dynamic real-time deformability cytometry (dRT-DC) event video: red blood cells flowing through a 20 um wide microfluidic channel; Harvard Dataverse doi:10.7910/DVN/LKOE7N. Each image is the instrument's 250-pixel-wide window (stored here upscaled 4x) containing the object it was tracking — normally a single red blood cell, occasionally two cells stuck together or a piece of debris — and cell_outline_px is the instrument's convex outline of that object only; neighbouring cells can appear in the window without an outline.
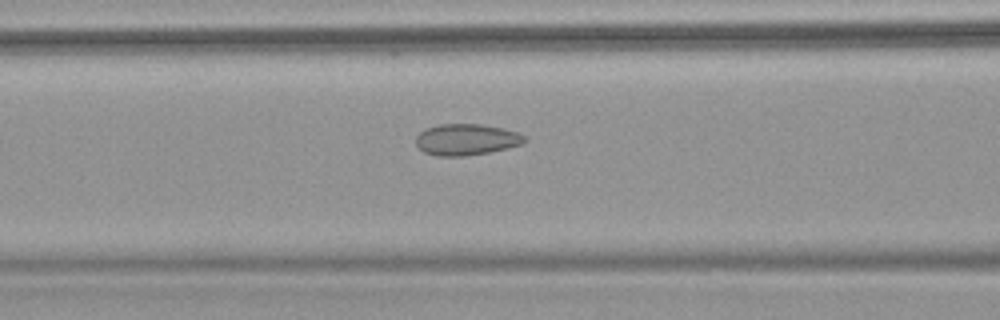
{"species": "common noctule bat (a hibernating species)", "species_latin": "Nyctalus noctula", "temperature_condition": "warm", "stored_images_in_passage": 70, "camera_frame_rate_fps": 3000, "um_per_image_px": 0.085, "animal": {"sex": "female", "body_mass_g": 18.4}, "frame": {"image": 1, "passage_image": 31, "time_ms": 10.0, "image_size_px": [1000, 320], "cell_outline_px": [[528, 140], [524, 144], [508, 148], [468, 156], [436, 156], [424, 152], [416, 144], [416, 136], [424, 128], [440, 124], [480, 124], [504, 128], [516, 132], [524, 136]], "centroid_in_image_um": [39.65, 11.86], "position_along_channel_um": 127.0, "area_um2": 20.0}}
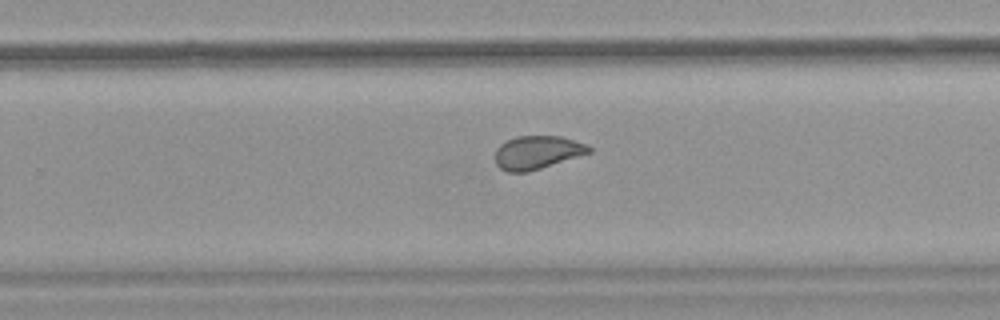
{"frame": {"image": 2, "passage_image": 47, "time_ms": 15.333, "image_size_px": [1000, 320], "cell_outline_px": [[592, 152], [528, 172], [508, 172], [500, 168], [496, 164], [496, 148], [500, 144], [516, 136], [560, 136], [588, 144], [592, 148]], "centroid_in_image_um": [45.68, 12.95], "position_along_channel_um": 284.1, "area_um2": 18.21}}
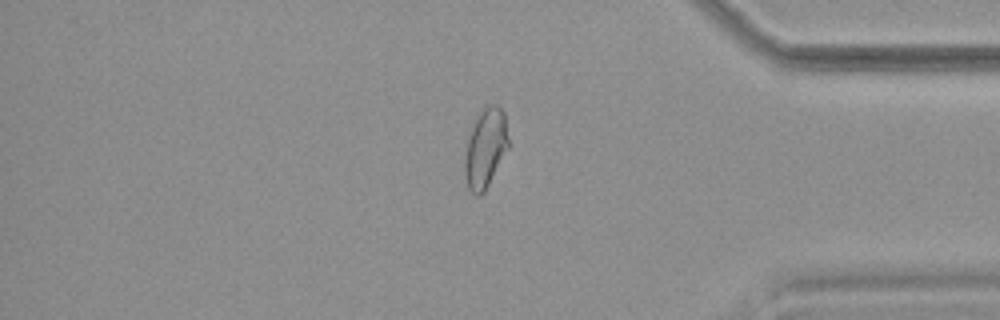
{"frame": {"image": 3, "passage_image": 60, "time_ms": 19.667, "image_size_px": [1000, 320], "cell_outline_px": [[508, 148], [484, 192], [480, 196], [476, 196], [468, 188], [464, 172], [464, 160], [472, 120], [476, 112], [492, 104], [496, 104], [504, 112], [508, 136]], "centroid_in_image_um": [41.24, 12.56], "position_along_channel_um": 394.0, "area_um2": 20.29}}